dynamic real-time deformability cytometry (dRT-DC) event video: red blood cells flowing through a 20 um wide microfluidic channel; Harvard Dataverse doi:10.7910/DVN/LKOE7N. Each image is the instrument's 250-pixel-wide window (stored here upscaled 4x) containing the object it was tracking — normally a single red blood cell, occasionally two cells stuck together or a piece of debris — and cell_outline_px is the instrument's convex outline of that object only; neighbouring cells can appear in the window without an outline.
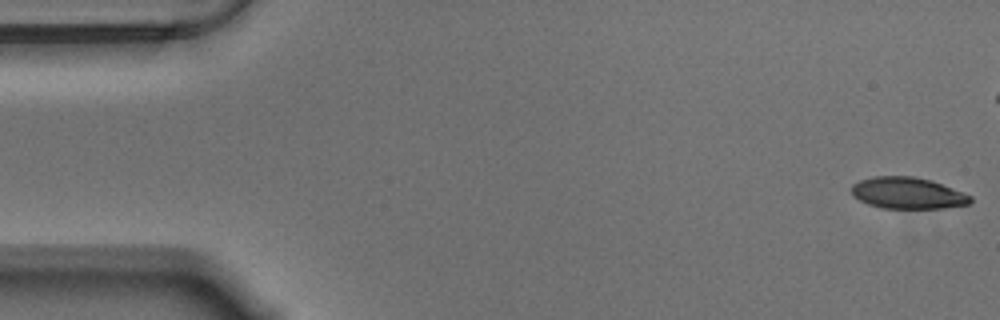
{"species": "Egyptian fruit bat (a non-hibernating species)", "species_latin": "Rousettus aegyptiacus", "temperature_condition": "warm", "stored_images_in_passage": 46, "camera_frame_rate_fps": 3000, "um_per_image_px": 0.085, "animal": {"sex": "male"}, "frame": {"image": 1, "passage_image": 1, "time_ms": 0.0, "image_size_px": [1000, 320], "cell_outline_px": [[972, 200], [968, 204], [944, 208], [884, 208], [868, 204], [852, 196], [852, 184], [860, 180], [872, 176], [912, 176], [932, 180], [972, 196]], "centroid_in_image_um": [77.14, 16.4], "position_along_channel_um": 7.9, "area_um2": 21.79}}
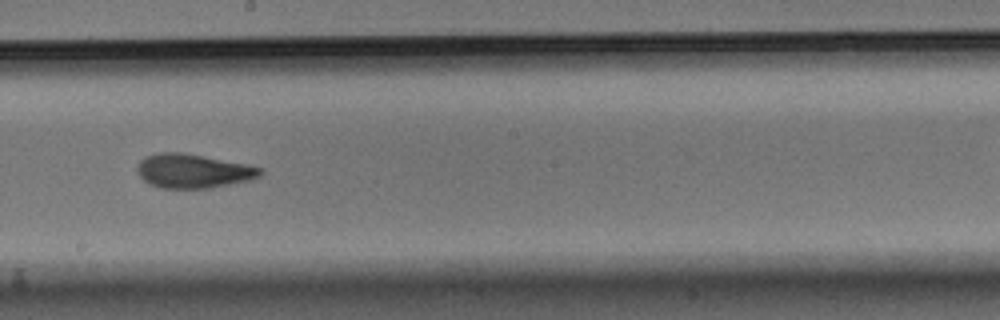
{"frame": {"image": 2, "passage_image": 31, "time_ms": 10.0, "image_size_px": [1000, 320], "cell_outline_px": [[264, 172], [260, 176], [248, 180], [208, 188], [160, 188], [148, 184], [136, 172], [136, 168], [140, 160], [144, 156], [160, 152], [180, 152], [204, 156], [248, 164], [264, 168]], "centroid_in_image_um": [16.4, 14.53], "position_along_channel_um": 231.8, "area_um2": 24.57}}
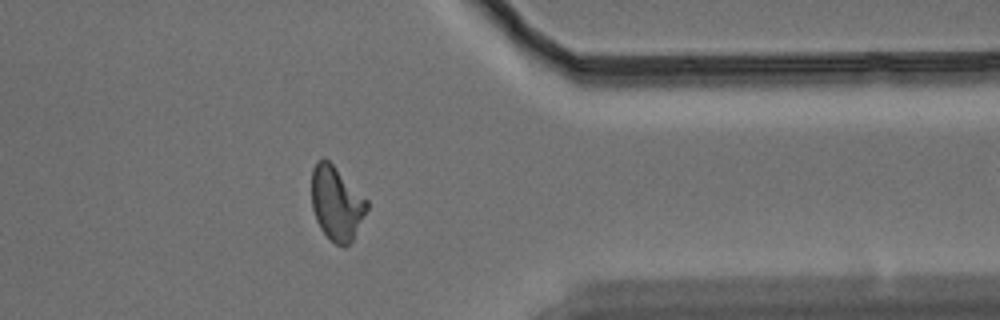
{"frame": {"image": 3, "passage_image": 45, "time_ms": 14.667, "image_size_px": [1000, 320], "cell_outline_px": [[368, 208], [352, 240], [344, 248], [336, 244], [320, 228], [316, 220], [312, 208], [312, 168], [316, 160], [324, 156], [368, 200]], "centroid_in_image_um": [28.59, 17.25], "position_along_channel_um": 382.8, "area_um2": 23.7}}